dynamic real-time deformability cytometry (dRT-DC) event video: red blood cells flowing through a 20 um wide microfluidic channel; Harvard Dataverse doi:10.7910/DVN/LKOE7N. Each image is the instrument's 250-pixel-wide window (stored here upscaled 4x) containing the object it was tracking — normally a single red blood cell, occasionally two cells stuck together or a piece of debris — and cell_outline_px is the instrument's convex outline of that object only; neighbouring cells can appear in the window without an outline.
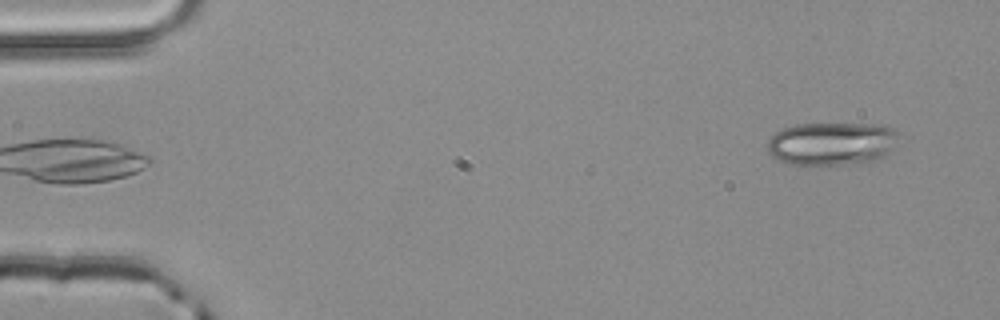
{"species": "common noctule bat (a hibernating species)", "species_latin": "Nyctalus noctula", "temperature_condition": "room temperature", "stored_images_in_passage": 5, "segment_of_instrument_passage": [2, 2], "camera_frame_rate_fps": 3000, "um_per_image_px": 0.085, "animal": {"sex": "male", "body_mass_g": 20.4}, "frame": {"image": 1, "passage_image": 5, "time_ms": 1.333, "image_size_px": [1000, 320], "cell_outline_px": [[896, 148], [884, 156], [876, 160], [844, 164], [792, 164], [780, 160], [772, 156], [768, 152], [768, 140], [776, 132], [784, 128], [796, 124], [888, 124], [896, 132]], "centroid_in_image_um": [70.74, 12.19], "position_along_channel_um": 14.3, "area_um2": 32.89}}